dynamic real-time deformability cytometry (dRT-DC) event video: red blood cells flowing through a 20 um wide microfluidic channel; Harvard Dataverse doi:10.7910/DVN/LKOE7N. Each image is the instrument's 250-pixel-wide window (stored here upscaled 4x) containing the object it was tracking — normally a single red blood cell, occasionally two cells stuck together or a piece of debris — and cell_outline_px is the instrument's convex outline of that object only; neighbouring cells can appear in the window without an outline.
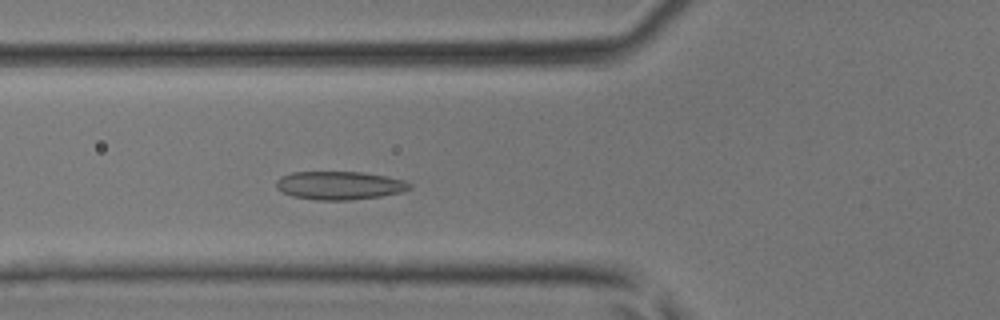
{"species": "common noctule bat (a hibernating species)", "species_latin": "Nyctalus noctula", "temperature_condition": "room temperature", "stored_images_in_passage": 41, "camera_frame_rate_fps": 3000, "um_per_image_px": 0.085, "animal": {"sex": "male", "body_mass_g": 17.9, "forearm_length_mm": 54.2}, "frame": {"image": 1, "passage_image": 13, "time_ms": 4.0, "image_size_px": [1000, 320], "cell_outline_px": [[412, 188], [404, 192], [380, 196], [348, 200], [316, 200], [292, 196], [276, 188], [276, 180], [280, 176], [292, 172], [364, 172], [388, 176], [404, 180], [412, 184]], "centroid_in_image_um": [28.89, 15.75], "position_along_channel_um": 96.9, "area_um2": 22.2}}
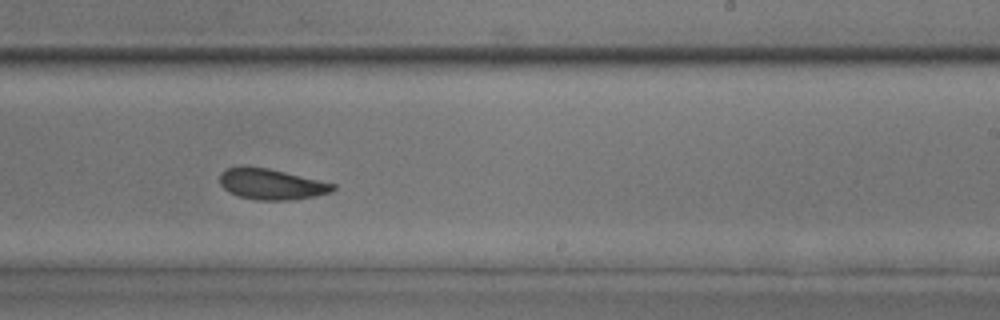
{"frame": {"image": 2, "passage_image": 24, "time_ms": 7.667, "image_size_px": [1000, 320], "cell_outline_px": [[336, 188], [332, 192], [312, 196], [288, 200], [256, 200], [240, 196], [228, 192], [220, 184], [220, 176], [224, 168], [268, 168], [336, 184]], "centroid_in_image_um": [23.08, 15.67], "position_along_channel_um": 265.9, "area_um2": 19.83}}
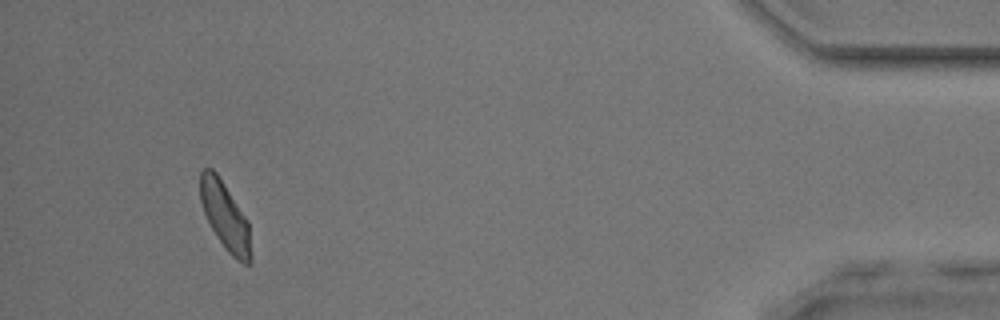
{"frame": {"image": 3, "passage_image": 38, "time_ms": 12.333, "image_size_px": [1000, 320], "cell_outline_px": [[252, 260], [248, 264], [244, 264], [236, 260], [224, 248], [216, 236], [204, 212], [200, 200], [200, 172], [204, 168], [212, 168], [216, 172], [248, 220]], "centroid_in_image_um": [19.14, 18.39], "position_along_channel_um": 416.1, "area_um2": 19.94}}